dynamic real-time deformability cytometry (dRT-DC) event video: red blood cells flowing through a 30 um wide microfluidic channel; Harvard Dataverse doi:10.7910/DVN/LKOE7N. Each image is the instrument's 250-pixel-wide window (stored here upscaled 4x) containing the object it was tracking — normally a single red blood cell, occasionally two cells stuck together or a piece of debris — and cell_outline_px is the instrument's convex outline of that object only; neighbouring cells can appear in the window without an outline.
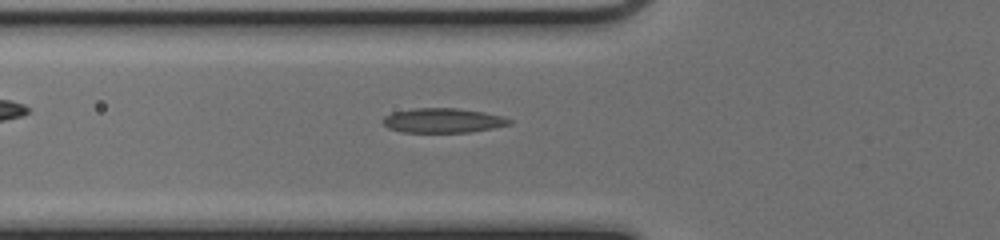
{"species": "common noctule bat (a hibernating species)", "species_latin": "Nyctalus noctula", "temperature_condition": "cold", "stored_images_in_passage": 40, "camera_frame_rate_fps": 3000, "um_per_image_px": 0.085, "animal": {"sex": "female", "body_mass_g": 17.0, "forearm_length_mm": 48.0}, "frame": {"image": 1, "passage_image": 7, "time_ms": 2.0, "image_size_px": [1000, 240], "cell_outline_px": [[512, 124], [472, 132], [400, 132], [388, 128], [380, 120], [384, 116], [392, 112], [412, 108], [456, 108], [484, 112], [500, 116], [512, 120]], "centroid_in_image_um": [37.6, 10.24], "position_along_channel_um": 88.2, "area_um2": 18.21}}
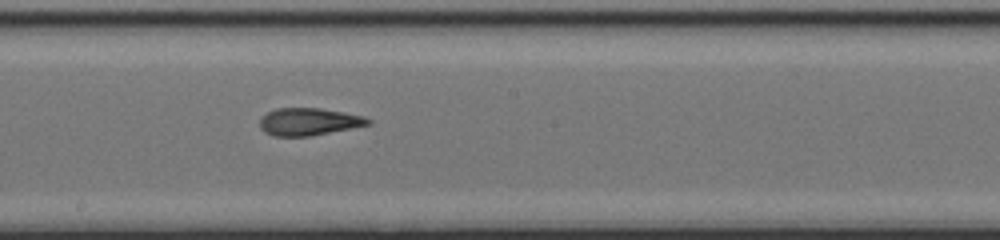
{"frame": {"image": 2, "passage_image": 17, "time_ms": 5.333, "image_size_px": [1000, 240], "cell_outline_px": [[372, 124], [308, 136], [272, 136], [264, 132], [260, 128], [260, 116], [276, 108], [320, 108], [344, 112], [364, 116], [372, 120]], "centroid_in_image_um": [26.23, 10.34], "position_along_channel_um": 222.0, "area_um2": 17.34}}
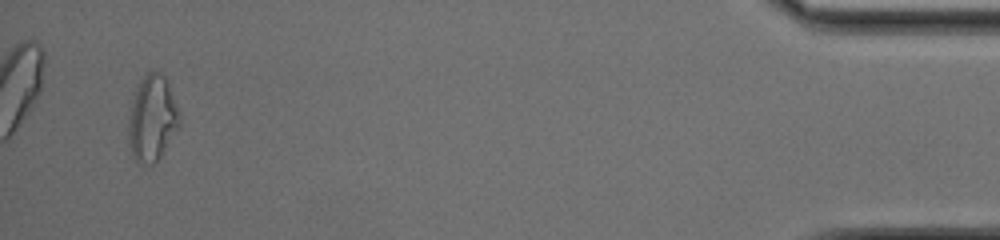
{"frame": {"image": 3, "passage_image": 38, "time_ms": 12.333, "image_size_px": [1000, 240], "cell_outline_px": [[180, 124], [160, 156], [152, 164], [140, 164], [136, 160], [132, 152], [128, 140], [128, 124], [132, 92], [140, 80], [148, 72], [160, 72], [164, 76], [168, 84], [180, 112]], "centroid_in_image_um": [12.91, 10.03], "position_along_channel_um": 422.3, "area_um2": 25.43}, "authors_computed_cell_mechanics": {"area_um2": 17.7735, "velocity_mm_per_s": 3.9905, "shape_relaxation_time_tau1_ms": null, "shape_relaxation_time_tau2_ms": 2.3755, "deformation_change_tau1": null, "deformation_change_tau2": 0.1066}}